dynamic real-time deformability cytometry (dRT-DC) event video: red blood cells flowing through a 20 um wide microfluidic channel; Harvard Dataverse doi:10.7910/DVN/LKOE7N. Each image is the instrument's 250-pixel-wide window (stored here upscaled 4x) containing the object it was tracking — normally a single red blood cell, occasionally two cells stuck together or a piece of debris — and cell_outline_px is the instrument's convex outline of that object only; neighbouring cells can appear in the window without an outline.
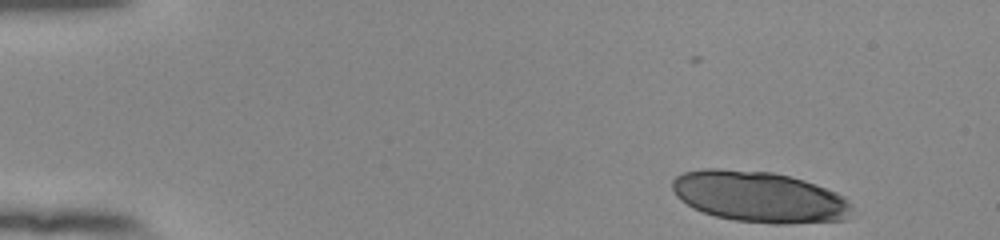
{"species": "human", "species_latin": "Homo sapiens", "temperature_condition": "room temperature", "stored_images_in_passage": 14, "camera_frame_rate_fps": 3000, "um_per_image_px": 0.085, "donor": {"sex": "female"}, "frame": {"image": 1, "passage_image": 1, "time_ms": 0.0, "image_size_px": [1000, 240], "cell_outline_px": [[852, 208], [844, 220], [784, 224], [772, 224], [736, 220], [716, 216], [692, 208], [680, 200], [676, 196], [672, 188], [672, 180], [676, 176], [684, 172], [704, 168], [720, 168], [772, 172], [804, 180], [816, 184], [836, 192], [844, 196]], "centroid_in_image_um": [64.5, 16.72], "position_along_channel_um": 20.5, "area_um2": 53.41}}